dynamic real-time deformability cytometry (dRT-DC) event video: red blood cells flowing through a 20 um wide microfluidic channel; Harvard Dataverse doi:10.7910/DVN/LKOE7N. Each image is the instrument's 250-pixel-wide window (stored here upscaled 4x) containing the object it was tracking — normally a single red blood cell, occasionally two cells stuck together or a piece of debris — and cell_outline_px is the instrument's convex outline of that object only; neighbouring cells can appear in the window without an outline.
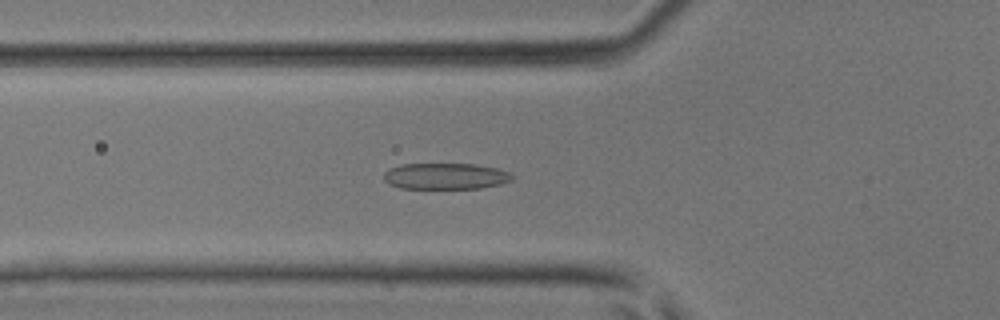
{"species": "common noctule bat (a hibernating species)", "species_latin": "Nyctalus noctula", "temperature_condition": "room temperature", "stored_images_in_passage": 43, "camera_frame_rate_fps": 3000, "um_per_image_px": 0.085, "animal": {"sex": "male", "body_mass_g": 17.9, "forearm_length_mm": 54.2}, "frame": {"image": 1, "passage_image": 15, "time_ms": 4.667, "image_size_px": [1000, 320], "cell_outline_px": [[512, 180], [500, 184], [480, 188], [400, 188], [388, 184], [384, 180], [384, 172], [392, 168], [404, 164], [476, 164], [496, 168], [508, 172], [512, 176]], "centroid_in_image_um": [37.85, 14.98], "position_along_channel_um": 87.9, "area_um2": 19.42}}
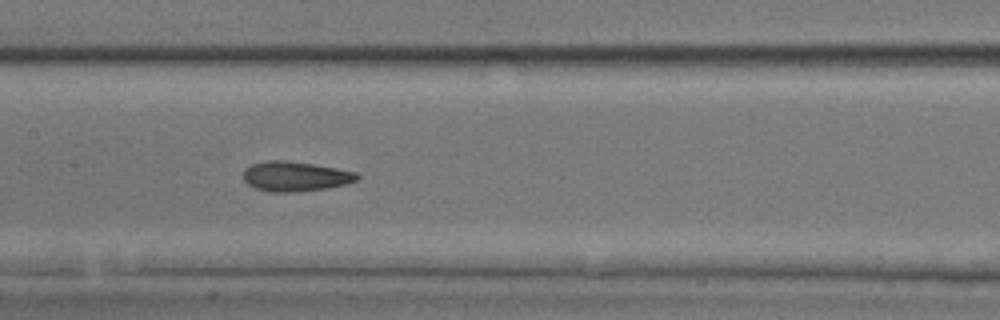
{"frame": {"image": 2, "passage_image": 21, "time_ms": 6.667, "image_size_px": [1000, 320], "cell_outline_px": [[360, 176], [356, 180], [344, 184], [324, 188], [296, 192], [272, 192], [256, 188], [248, 184], [244, 180], [244, 168], [252, 164], [268, 160], [284, 160], [312, 164], [336, 168], [356, 172]], "centroid_in_image_um": [25.07, 14.98], "position_along_channel_um": 182.3, "area_um2": 19.54}}
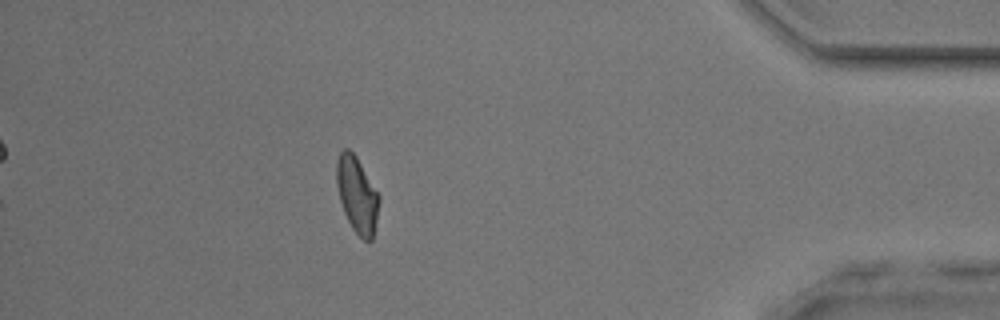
{"frame": {"image": 3, "passage_image": 38, "time_ms": 12.333, "image_size_px": [1000, 320], "cell_outline_px": [[380, 200], [372, 240], [364, 240], [352, 228], [344, 212], [340, 200], [336, 184], [336, 160], [340, 152], [344, 148], [348, 148], [356, 156], [380, 196]], "centroid_in_image_um": [30.33, 16.52], "position_along_channel_um": 404.9, "area_um2": 18.67}}